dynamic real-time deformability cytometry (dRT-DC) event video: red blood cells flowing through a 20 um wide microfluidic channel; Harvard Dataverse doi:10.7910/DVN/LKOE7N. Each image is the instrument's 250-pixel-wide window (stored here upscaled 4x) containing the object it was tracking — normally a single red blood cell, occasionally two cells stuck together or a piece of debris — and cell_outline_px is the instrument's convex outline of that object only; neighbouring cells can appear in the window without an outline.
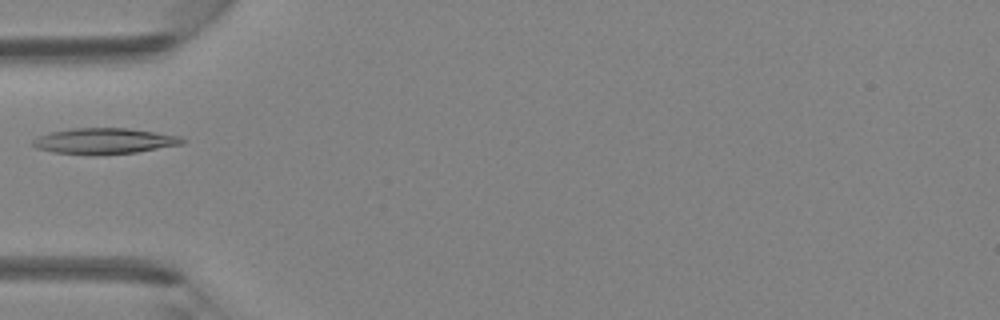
{"species": "Egyptian fruit bat (a non-hibernating species)", "species_latin": "Rousettus aegyptiacus", "temperature_condition": "room temperature", "stored_images_in_passage": 5, "camera_frame_rate_fps": 3000, "um_per_image_px": 0.085, "animal": {"sex": "female"}, "frame": {"image": 1, "passage_image": 5, "time_ms": 1.333, "image_size_px": [1000, 320], "cell_outline_px": [[184, 144], [136, 152], [96, 156], [92, 156], [52, 152], [36, 148], [32, 144], [32, 140], [40, 136], [52, 132], [72, 128], [128, 128], [156, 132], [180, 136], [184, 140]], "centroid_in_image_um": [8.86, 12.0], "position_along_channel_um": 76.1, "area_um2": 22.72}}